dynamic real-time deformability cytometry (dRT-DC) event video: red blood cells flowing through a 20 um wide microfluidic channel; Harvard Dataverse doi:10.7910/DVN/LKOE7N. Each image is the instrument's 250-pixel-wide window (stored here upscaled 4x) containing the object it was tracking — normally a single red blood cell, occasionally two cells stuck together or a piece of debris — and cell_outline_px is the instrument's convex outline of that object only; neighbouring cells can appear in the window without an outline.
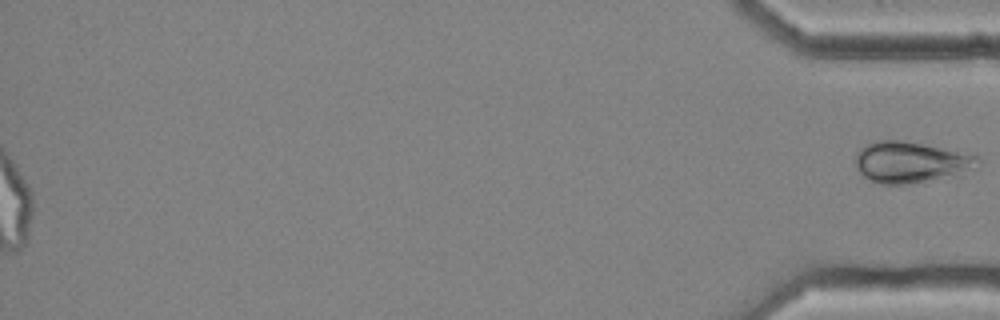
{"species": "common noctule bat (a hibernating species)", "species_latin": "Nyctalus noctula", "temperature_condition": "cold", "stored_images_in_passage": 56, "camera_frame_rate_fps": 3000, "um_per_image_px": 0.085, "animal": {"sex": "female", "body_mass_g": 25.1}, "frame": {"image": 1, "passage_image": 56, "time_ms": 18.333, "image_size_px": [1000, 320], "cell_outline_px": [[980, 168], [964, 176], [904, 184], [880, 184], [864, 176], [860, 172], [856, 164], [856, 152], [860, 148], [876, 140], [900, 140], [924, 144], [980, 156]], "centroid_in_image_um": [77.54, 13.8], "position_along_channel_um": 357.7, "area_um2": 29.94}}